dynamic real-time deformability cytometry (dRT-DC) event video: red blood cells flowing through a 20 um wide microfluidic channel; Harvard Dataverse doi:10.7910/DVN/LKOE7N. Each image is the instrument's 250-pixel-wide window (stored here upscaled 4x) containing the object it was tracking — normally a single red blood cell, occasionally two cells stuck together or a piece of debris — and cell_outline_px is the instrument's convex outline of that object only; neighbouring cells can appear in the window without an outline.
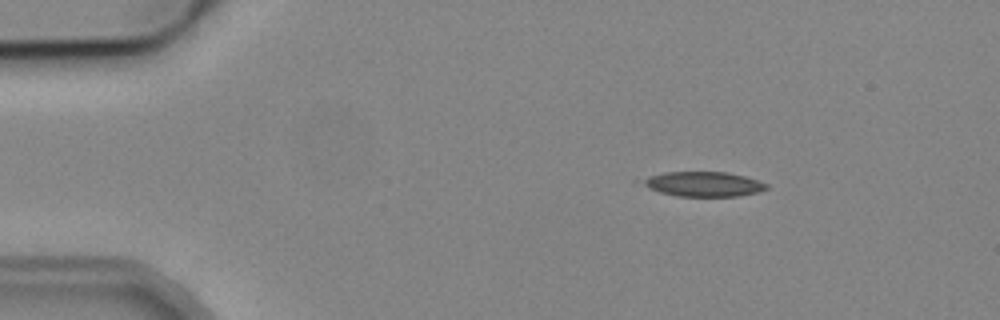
{"species": "common noctule bat (a hibernating species)", "species_latin": "Nyctalus noctula", "temperature_condition": "cold", "stored_images_in_passage": 3, "camera_frame_rate_fps": 3000, "um_per_image_px": 0.085, "animal": {"sex": "male", "body_mass_g": 19.2, "forearm_length_mm": 51.8}, "frame": {"image": 1, "passage_image": 2, "time_ms": 1.333, "image_size_px": [1000, 320], "cell_outline_px": [[768, 188], [760, 192], [740, 196], [676, 196], [660, 192], [648, 188], [632, 180], [664, 172], [728, 172], [744, 176], [768, 184]], "centroid_in_image_um": [59.7, 15.64], "position_along_channel_um": 25.3, "area_um2": 18.26}}